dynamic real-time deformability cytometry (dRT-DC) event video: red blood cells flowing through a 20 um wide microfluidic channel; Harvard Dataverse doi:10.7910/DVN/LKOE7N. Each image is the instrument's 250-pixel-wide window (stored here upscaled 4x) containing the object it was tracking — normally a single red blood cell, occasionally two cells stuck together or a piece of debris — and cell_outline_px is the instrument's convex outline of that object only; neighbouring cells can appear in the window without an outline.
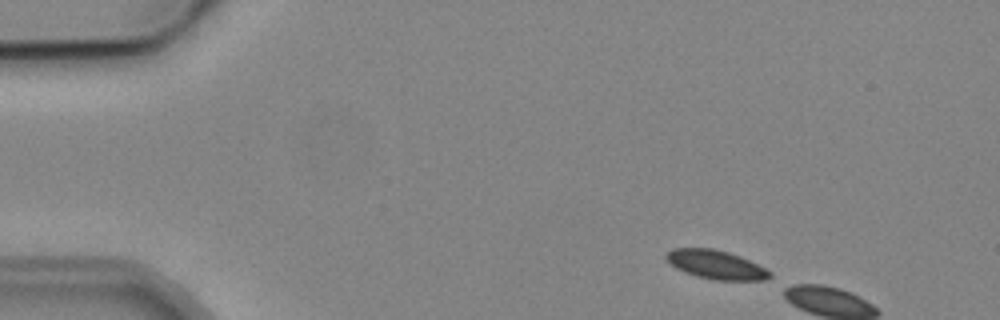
{"species": "common noctule bat (a hibernating species)", "species_latin": "Nyctalus noctula", "temperature_condition": "cold", "stored_images_in_passage": 2, "camera_frame_rate_fps": 3000, "um_per_image_px": 0.085, "animal": {"sex": "male", "body_mass_g": 19.2, "forearm_length_mm": 51.8}, "frame": {"image": 1, "passage_image": 1, "time_ms": 0.0, "image_size_px": [1000, 320], "cell_outline_px": [[772, 276], [764, 280], [716, 280], [696, 276], [684, 272], [676, 268], [664, 256], [672, 248], [712, 248], [728, 252], [740, 256], [772, 272]], "centroid_in_image_um": [60.85, 22.49], "position_along_channel_um": 24.2, "area_um2": 17.22}}